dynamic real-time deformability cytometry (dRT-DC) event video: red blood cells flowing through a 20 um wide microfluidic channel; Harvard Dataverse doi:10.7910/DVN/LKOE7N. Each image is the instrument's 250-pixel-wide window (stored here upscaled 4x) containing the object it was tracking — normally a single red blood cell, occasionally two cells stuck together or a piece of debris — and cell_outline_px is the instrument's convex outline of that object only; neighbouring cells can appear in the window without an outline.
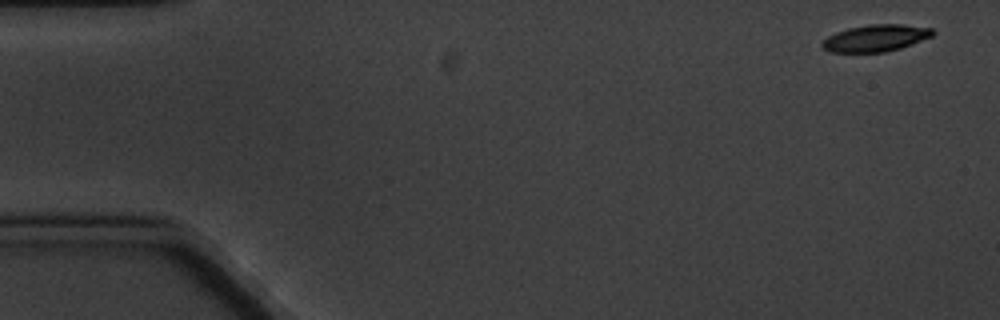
{"species": "common noctule bat (a hibernating species)", "species_latin": "Nyctalus noctula", "temperature_condition": "cold", "stored_images_in_passage": 9, "camera_frame_rate_fps": 3000, "um_per_image_px": 0.085, "animal": {"sex": "male", "body_mass_g": 20.1, "forearm_length_mm": 53.5}, "frame": {"image": 1, "passage_image": 1, "time_ms": 0.0, "image_size_px": [1000, 320], "cell_outline_px": [[936, 32], [932, 36], [900, 48], [884, 52], [828, 52], [820, 44], [828, 36], [836, 32], [848, 28], [868, 24], [904, 24], [932, 28]], "centroid_in_image_um": [74.43, 3.23], "position_along_channel_um": 10.6, "area_um2": 17.28}}
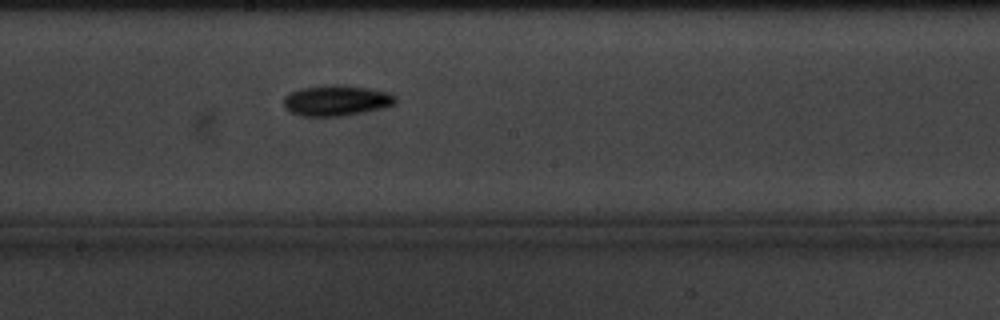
{"frame": {"image": 2, "passage_image": 9, "time_ms": 10.0, "image_size_px": [1000, 320], "cell_outline_px": [[396, 100], [392, 104], [380, 108], [344, 116], [300, 116], [284, 108], [284, 96], [288, 92], [300, 88], [324, 84], [340, 84], [368, 88], [388, 92], [396, 96]], "centroid_in_image_um": [28.53, 8.52], "position_along_channel_um": 219.7, "area_um2": 20.11}}